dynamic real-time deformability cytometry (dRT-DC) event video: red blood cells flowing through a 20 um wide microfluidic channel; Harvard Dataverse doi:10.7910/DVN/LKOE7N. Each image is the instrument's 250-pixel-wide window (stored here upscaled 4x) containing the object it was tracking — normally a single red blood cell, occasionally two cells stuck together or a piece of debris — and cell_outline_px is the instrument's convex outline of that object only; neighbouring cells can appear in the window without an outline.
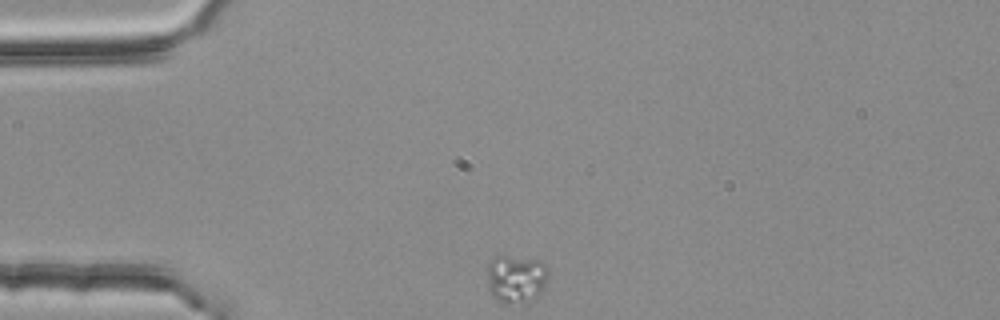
{"species": "common noctule bat (a hibernating species)", "species_latin": "Nyctalus noctula", "temperature_condition": "room temperature", "stored_images_in_passage": 2, "camera_frame_rate_fps": 3000, "um_per_image_px": 0.085, "animal": {"sex": "female", "body_mass_g": 25.1}, "frame": {"image": 1, "passage_image": 1, "time_ms": 0.0, "image_size_px": [1000, 320], "cell_outline_px": [[548, 276], [544, 288], [528, 304], [504, 304], [496, 300], [488, 292], [488, 264], [496, 256], [508, 256], [540, 260], [548, 268]], "centroid_in_image_um": [43.87, 23.74], "position_along_channel_um": 41.1, "area_um2": 17.51}}